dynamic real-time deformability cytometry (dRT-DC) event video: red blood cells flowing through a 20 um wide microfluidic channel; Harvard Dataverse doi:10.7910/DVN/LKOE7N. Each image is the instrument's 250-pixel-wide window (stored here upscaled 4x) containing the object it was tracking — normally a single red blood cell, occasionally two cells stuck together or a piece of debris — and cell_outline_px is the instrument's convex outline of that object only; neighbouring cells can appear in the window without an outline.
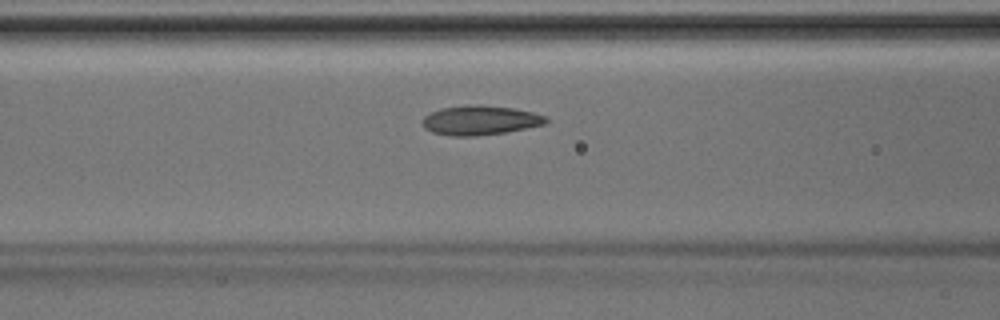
{"species": "Egyptian fruit bat (a non-hibernating species)", "species_latin": "Rousettus aegyptiacus", "temperature_condition": "room temperature", "stored_images_in_passage": 34, "camera_frame_rate_fps": 3000, "um_per_image_px": 0.085, "animal": {"sex": "male"}, "frame": {"image": 1, "passage_image": 8, "time_ms": 2.333, "image_size_px": [1000, 320], "cell_outline_px": [[548, 124], [504, 132], [476, 136], [452, 136], [432, 132], [424, 128], [424, 116], [440, 108], [468, 104], [476, 104], [516, 108], [548, 116]], "centroid_in_image_um": [40.85, 10.21], "position_along_channel_um": 125.7, "area_um2": 21.33}}
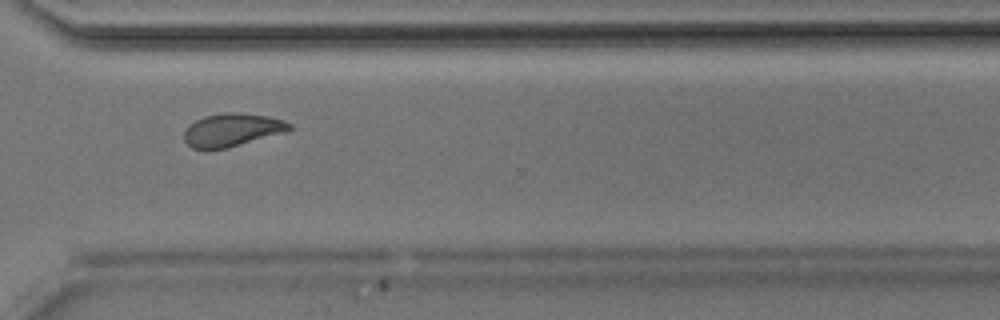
{"frame": {"image": 2, "passage_image": 23, "time_ms": 7.333, "image_size_px": [1000, 320], "cell_outline_px": [[292, 128], [288, 132], [228, 148], [204, 152], [192, 148], [184, 140], [184, 132], [188, 124], [204, 116], [228, 112], [236, 112], [268, 116], [284, 120], [292, 124]], "centroid_in_image_um": [19.72, 11.08], "position_along_channel_um": 350.9, "area_um2": 20.92}}
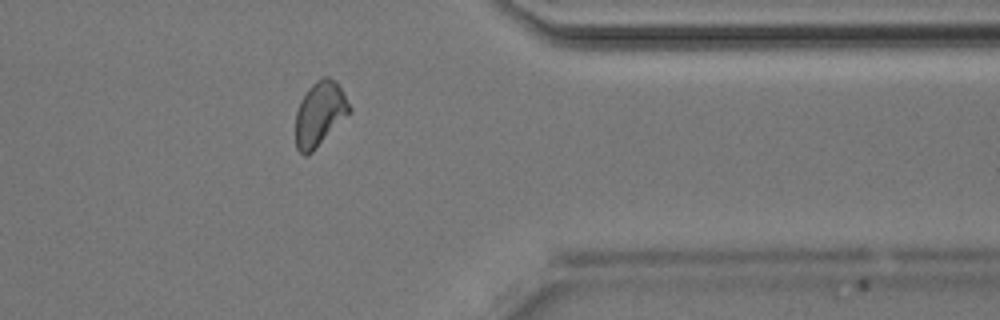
{"frame": {"image": 3, "passage_image": 26, "time_ms": 8.333, "image_size_px": [1000, 320], "cell_outline_px": [[352, 108], [312, 152], [308, 156], [304, 156], [296, 148], [296, 112], [300, 100], [308, 88], [316, 80], [324, 76], [328, 76], [336, 80]], "centroid_in_image_um": [27.14, 9.64], "position_along_channel_um": 384.3, "area_um2": 19.88}}